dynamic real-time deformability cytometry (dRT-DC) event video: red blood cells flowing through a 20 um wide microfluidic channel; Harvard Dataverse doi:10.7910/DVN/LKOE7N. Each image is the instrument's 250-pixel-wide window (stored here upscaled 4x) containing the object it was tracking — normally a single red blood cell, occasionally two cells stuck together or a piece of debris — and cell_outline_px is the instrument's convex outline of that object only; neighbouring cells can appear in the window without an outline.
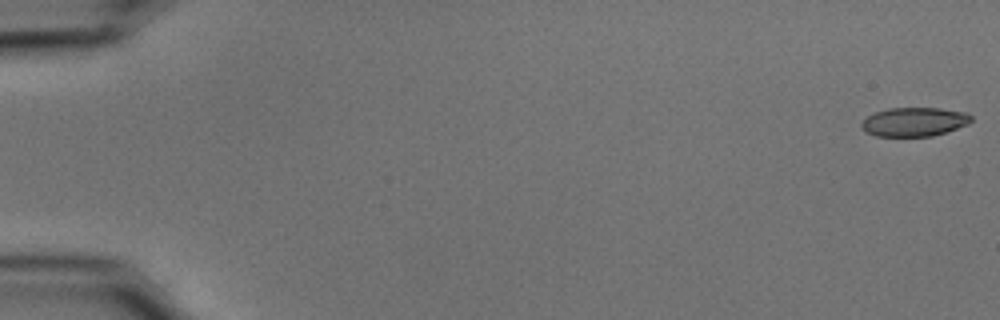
{"species": "common noctule bat (a hibernating species)", "species_latin": "Nyctalus noctula", "temperature_condition": "cold", "stored_images_in_passage": 55, "camera_frame_rate_fps": 3000, "um_per_image_px": 0.085, "animal": {"sex": "male", "body_mass_g": 15.6}, "frame": {"image": 1, "passage_image": 1, "time_ms": 0.0, "image_size_px": [1000, 320], "cell_outline_px": [[972, 120], [968, 124], [932, 136], [876, 136], [864, 132], [860, 124], [868, 116], [876, 112], [888, 108], [940, 108], [968, 112], [972, 116]], "centroid_in_image_um": [77.71, 10.35], "position_along_channel_um": 7.3, "area_um2": 18.5}}
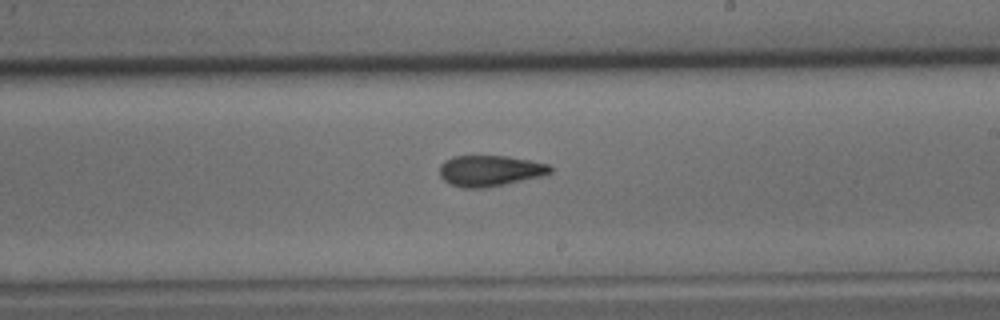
{"frame": {"image": 2, "passage_image": 33, "time_ms": 10.667, "image_size_px": [1000, 320], "cell_outline_px": [[552, 172], [544, 176], [488, 188], [460, 188], [448, 184], [440, 176], [440, 164], [444, 160], [452, 156], [508, 156], [548, 164], [552, 168]], "centroid_in_image_um": [41.63, 14.53], "position_along_channel_um": 247.4, "area_um2": 20.29}}
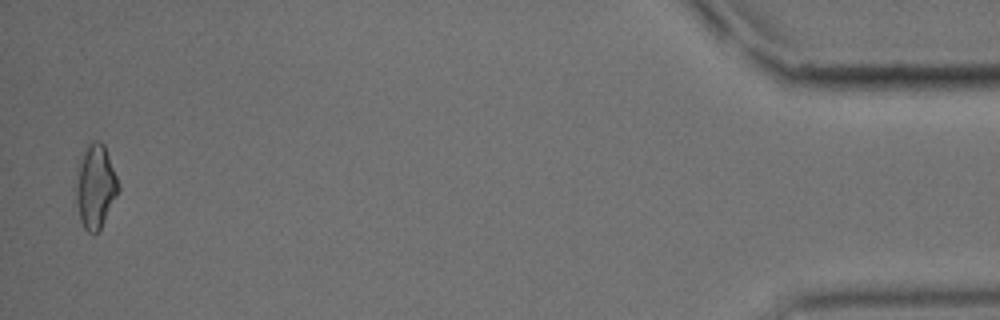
{"frame": {"image": 3, "passage_image": 54, "time_ms": 17.667, "image_size_px": [1000, 320], "cell_outline_px": [[120, 192], [100, 228], [96, 232], [88, 232], [84, 228], [80, 220], [72, 188], [76, 164], [84, 144], [92, 140], [100, 140], [104, 144], [116, 176], [120, 188]], "centroid_in_image_um": [8.03, 15.76], "position_along_channel_um": 427.2, "area_um2": 21.79}, "authors_computed_cell_mechanics": {"area_um2": 19.8254, "velocity_mm_per_s": 3.7194, "shape_relaxation_time_tau1_ms": 8.3182, "shape_relaxation_time_tau2_ms": 2.0913, "deformation_change_tau1": 0.1769, "deformation_change_tau2": 0.0833}}